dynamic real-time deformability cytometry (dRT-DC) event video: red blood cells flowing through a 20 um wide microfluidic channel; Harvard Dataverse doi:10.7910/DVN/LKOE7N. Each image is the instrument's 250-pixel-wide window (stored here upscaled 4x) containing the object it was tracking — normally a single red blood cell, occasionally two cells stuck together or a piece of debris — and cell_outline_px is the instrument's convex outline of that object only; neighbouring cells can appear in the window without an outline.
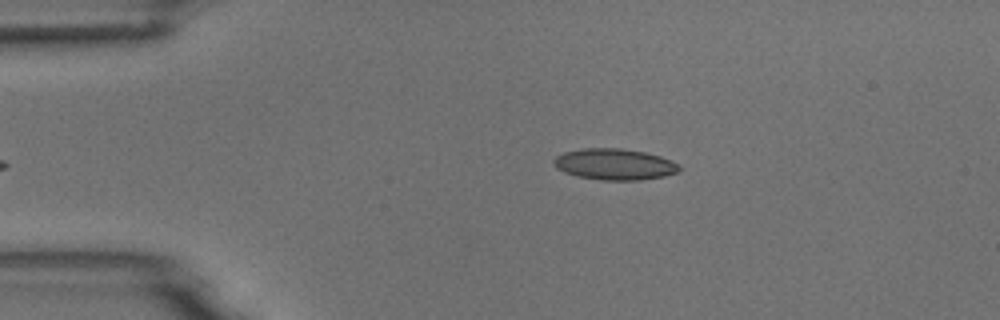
{"species": "common noctule bat (a hibernating species)", "species_latin": "Nyctalus noctula", "temperature_condition": "room temperature", "stored_images_in_passage": 38, "camera_frame_rate_fps": 3000, "um_per_image_px": 0.085, "animal": {"sex": "male", "body_mass_g": 18.8}, "frame": {"image": 1, "passage_image": 2, "time_ms": 0.333, "image_size_px": [1000, 320], "cell_outline_px": [[680, 168], [676, 172], [664, 176], [640, 180], [600, 180], [576, 176], [564, 172], [556, 168], [552, 160], [556, 156], [564, 152], [580, 148], [620, 148], [644, 152], [660, 156], [672, 160], [680, 164]], "centroid_in_image_um": [52.21, 13.96], "position_along_channel_um": 32.8, "area_um2": 22.95}}
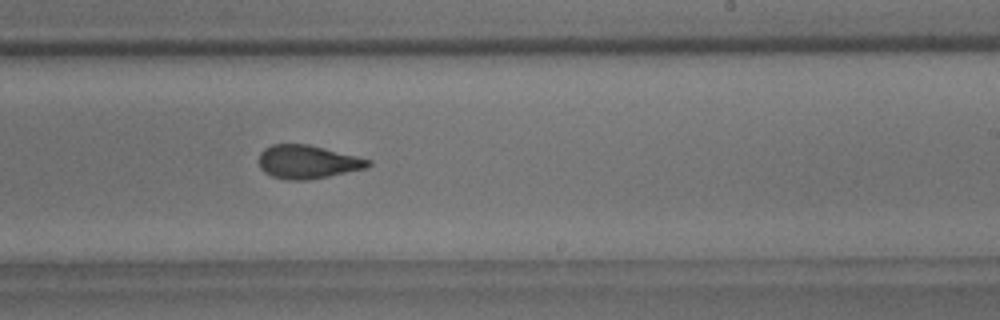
{"frame": {"image": 2, "passage_image": 24, "time_ms": 7.667, "image_size_px": [1000, 320], "cell_outline_px": [[372, 164], [364, 168], [328, 176], [308, 180], [288, 180], [272, 176], [264, 172], [260, 168], [260, 152], [264, 148], [272, 144], [308, 144], [372, 160]], "centroid_in_image_um": [26.12, 13.76], "position_along_channel_um": 262.9, "area_um2": 21.1}}
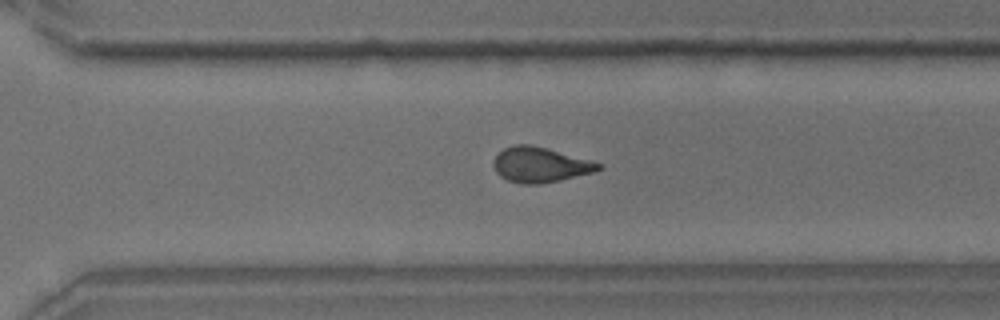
{"frame": {"image": 3, "passage_image": 29, "time_ms": 9.333, "image_size_px": [1000, 320], "cell_outline_px": [[604, 168], [592, 172], [560, 180], [540, 184], [520, 184], [508, 180], [500, 176], [496, 172], [492, 164], [496, 156], [504, 148], [516, 144], [532, 144], [604, 164]], "centroid_in_image_um": [45.91, 14.0], "position_along_channel_um": 324.7, "area_um2": 21.44}, "authors_computed_cell_mechanics": {"area_um2": 21.6172, "velocity_mm_per_s": 3.7247, "shape_relaxation_time_tau1_ms": 5.4293, "shape_relaxation_time_tau2_ms": 1.4195, "deformation_change_tau1": 0.1555, "deformation_change_tau2": 0.0746}}